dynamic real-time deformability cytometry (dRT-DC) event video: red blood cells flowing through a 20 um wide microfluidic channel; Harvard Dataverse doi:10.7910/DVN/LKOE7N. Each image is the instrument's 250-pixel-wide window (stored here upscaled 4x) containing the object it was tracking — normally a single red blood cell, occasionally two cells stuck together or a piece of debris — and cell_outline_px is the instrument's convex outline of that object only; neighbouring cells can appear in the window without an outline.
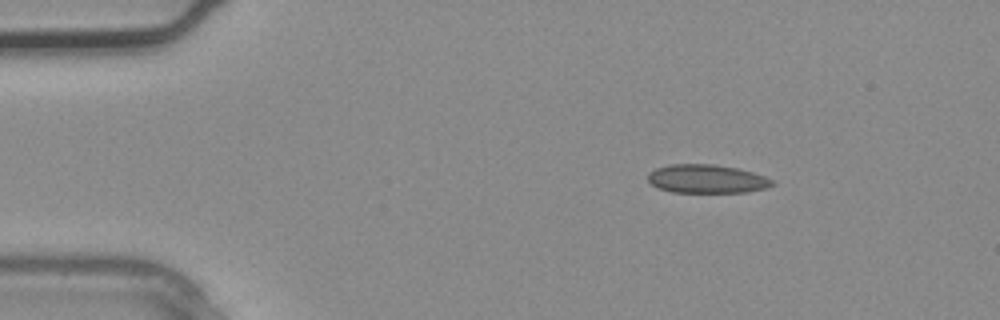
{"species": "common noctule bat (a hibernating species)", "species_latin": "Nyctalus noctula", "temperature_condition": "warm", "stored_images_in_passage": 3, "segment_of_instrument_passage": [1, 2], "camera_frame_rate_fps": 3000, "um_per_image_px": 0.085, "animal": {"sex": "male", "body_mass_g": 20.4}, "frame": {"image": 1, "passage_image": 1, "time_ms": 0.0, "image_size_px": [1000, 320], "cell_outline_px": [[776, 184], [768, 188], [748, 192], [672, 192], [656, 188], [648, 180], [648, 172], [656, 168], [672, 164], [712, 164], [736, 168], [752, 172], [764, 176], [772, 180]], "centroid_in_image_um": [60.07, 15.21], "position_along_channel_um": 24.9, "area_um2": 20.75}}